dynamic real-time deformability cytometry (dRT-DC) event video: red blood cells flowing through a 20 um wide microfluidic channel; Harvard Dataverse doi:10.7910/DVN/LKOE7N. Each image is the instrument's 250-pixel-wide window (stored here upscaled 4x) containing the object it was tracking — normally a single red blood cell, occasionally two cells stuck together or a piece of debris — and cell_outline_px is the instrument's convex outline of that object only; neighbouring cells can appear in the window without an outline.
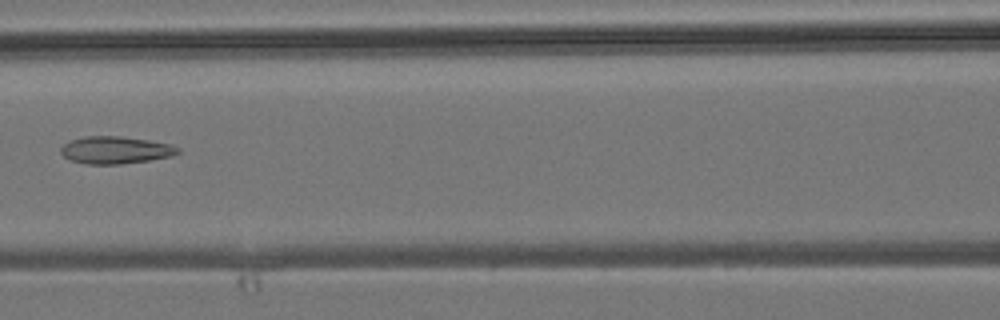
{"species": "common noctule bat (a hibernating species)", "species_latin": "Nyctalus noctula", "temperature_condition": "room temperature", "stored_images_in_passage": 5, "camera_frame_rate_fps": 3000, "um_per_image_px": 0.085, "animal": {"sex": "male", "body_mass_g": 19.2, "forearm_length_mm": 51.8}, "frame": {"image": 1, "passage_image": 5, "time_ms": 5.667, "image_size_px": [1000, 320], "cell_outline_px": [[180, 152], [172, 156], [148, 160], [120, 164], [84, 164], [68, 160], [60, 152], [60, 148], [64, 144], [72, 140], [84, 136], [120, 136], [148, 140], [172, 144], [180, 148]], "centroid_in_image_um": [9.81, 12.76], "position_along_channel_um": 156.8, "area_um2": 18.73}}